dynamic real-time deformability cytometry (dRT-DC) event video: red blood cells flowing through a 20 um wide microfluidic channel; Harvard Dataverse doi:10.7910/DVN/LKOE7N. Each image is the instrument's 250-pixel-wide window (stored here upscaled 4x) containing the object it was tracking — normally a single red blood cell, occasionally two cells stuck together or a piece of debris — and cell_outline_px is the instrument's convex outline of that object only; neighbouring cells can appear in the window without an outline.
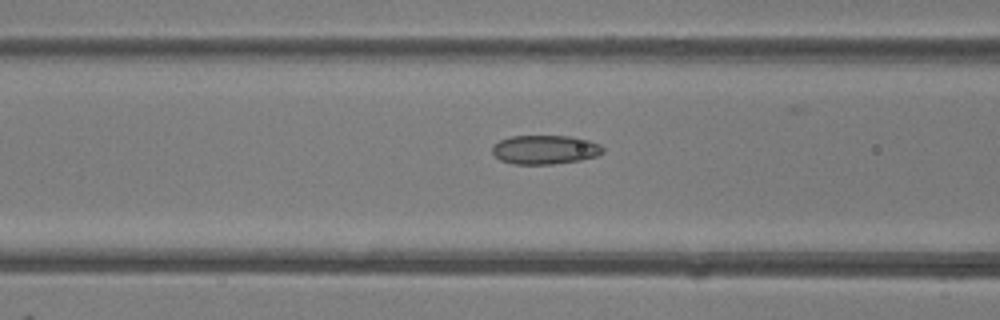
{"species": "common noctule bat (a hibernating species)", "species_latin": "Nyctalus noctula", "temperature_condition": "room temperature", "stored_images_in_passage": 42, "camera_frame_rate_fps": 3000, "um_per_image_px": 0.085, "animal": {"sex": "female"}, "frame": {"image": 1, "passage_image": 12, "time_ms": 3.667, "image_size_px": [1000, 320], "cell_outline_px": [[604, 152], [596, 156], [580, 160], [552, 164], [512, 164], [500, 160], [492, 152], [492, 144], [500, 140], [512, 136], [568, 136], [588, 140], [600, 144], [604, 148]], "centroid_in_image_um": [46.31, 12.72], "position_along_channel_um": 120.3, "area_um2": 18.73}}
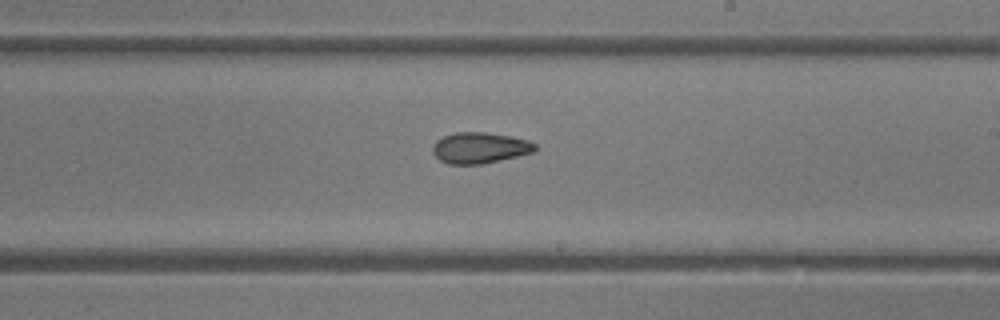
{"frame": {"image": 2, "passage_image": 21, "time_ms": 6.667, "image_size_px": [1000, 320], "cell_outline_px": [[536, 148], [532, 152], [484, 164], [448, 164], [440, 160], [432, 152], [432, 144], [436, 140], [444, 136], [456, 132], [484, 132], [512, 136], [528, 140], [536, 144]], "centroid_in_image_um": [40.75, 12.56], "position_along_channel_um": 248.2, "area_um2": 18.5}}
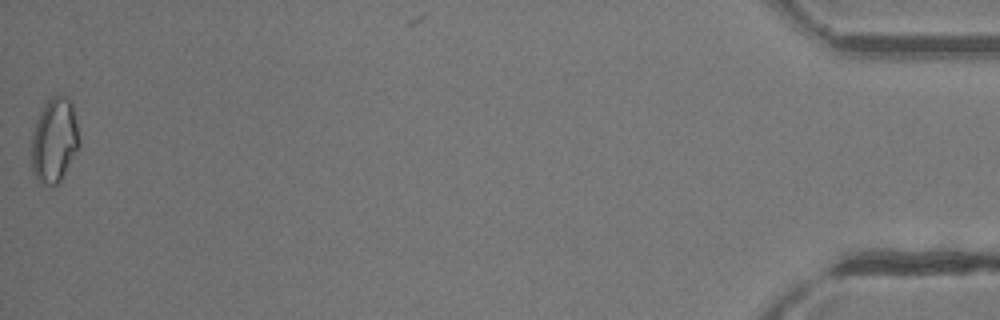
{"frame": {"image": 3, "passage_image": 41, "time_ms": 13.333, "image_size_px": [1000, 320], "cell_outline_px": [[80, 148], [60, 180], [52, 188], [36, 180], [32, 168], [32, 136], [36, 120], [40, 112], [48, 100], [52, 96], [60, 92], [68, 96], [72, 104], [80, 140]], "centroid_in_image_um": [4.64, 11.92], "position_along_channel_um": 430.6, "area_um2": 23.81}, "authors_computed_cell_mechanics": {"area_um2": 18.9295, "velocity_mm_per_s": 4.2704, "shape_relaxation_time_tau1_ms": null, "shape_relaxation_time_tau2_ms": 2.553, "deformation_change_tau1": null, "deformation_change_tau2": 0.0821}}